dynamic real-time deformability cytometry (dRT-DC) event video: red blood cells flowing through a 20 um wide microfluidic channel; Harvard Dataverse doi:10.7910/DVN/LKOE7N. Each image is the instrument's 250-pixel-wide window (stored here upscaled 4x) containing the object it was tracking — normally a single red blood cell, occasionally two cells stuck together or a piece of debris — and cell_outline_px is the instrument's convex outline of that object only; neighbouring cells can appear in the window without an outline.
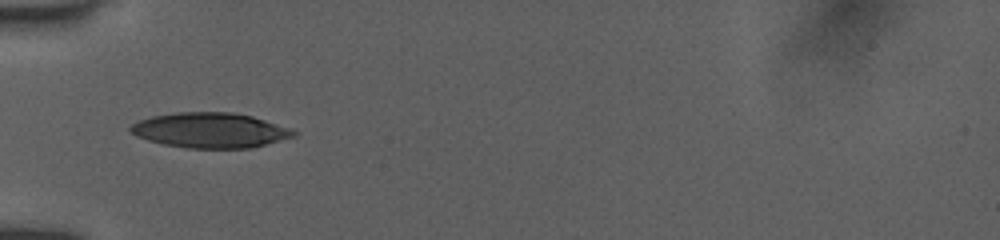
{"species": "human", "species_latin": "Homo sapiens", "temperature_condition": "room temperature", "stored_images_in_passage": 64, "camera_frame_rate_fps": 3000, "um_per_image_px": 0.085, "donor": {"sex": "female"}, "frame": {"image": 1, "passage_image": 1, "time_ms": 0.0, "image_size_px": [1000, 240], "cell_outline_px": [[300, 132], [296, 136], [252, 148], [188, 148], [164, 144], [148, 140], [136, 136], [128, 128], [132, 124], [140, 120], [152, 116], [176, 112], [232, 112], [252, 116], [296, 128]], "centroid_in_image_um": [17.96, 11.07], "position_along_channel_um": 67.0, "area_um2": 33.76}}
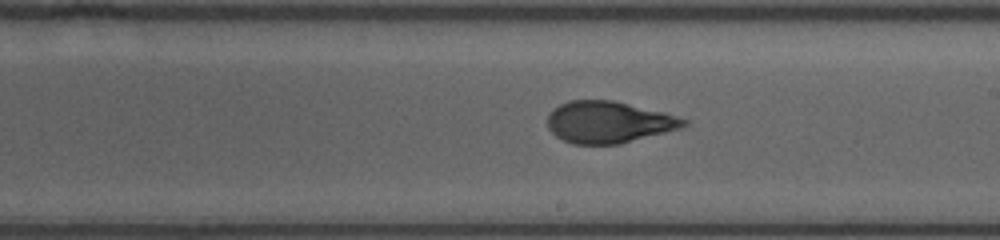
{"frame": {"image": 2, "passage_image": 25, "time_ms": 4.333, "image_size_px": [1000, 240], "cell_outline_px": [[688, 124], [680, 128], [620, 144], [572, 144], [556, 136], [548, 128], [548, 116], [560, 104], [568, 100], [612, 100], [664, 112], [688, 120]], "centroid_in_image_um": [51.73, 10.38], "position_along_channel_um": 237.3, "area_um2": 32.83}}
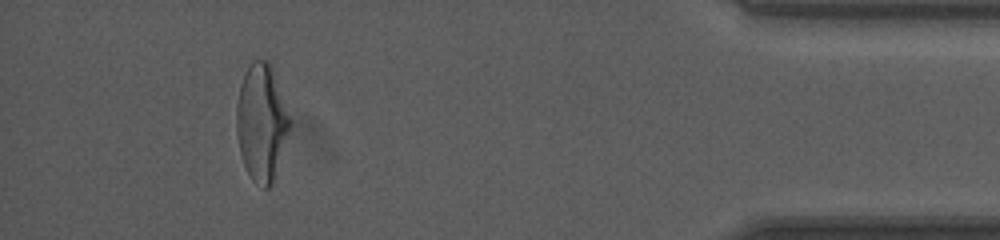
{"frame": {"image": 3, "passage_image": 56, "time_ms": 10.0, "image_size_px": [1000, 240], "cell_outline_px": [[292, 124], [272, 184], [268, 188], [264, 188], [256, 184], [252, 180], [244, 164], [240, 152], [236, 132], [236, 108], [240, 84], [252, 60], [268, 60], [272, 68], [292, 120]], "centroid_in_image_um": [22.24, 10.42], "position_along_channel_um": 413.0, "area_um2": 36.3}, "authors_computed_cell_mechanics": {"area_um2": 33.6396, "velocity_mm_per_s": 3.9724, "shape_relaxation_time_tau1_ms": 8.5135, "shape_relaxation_time_tau2_ms": 0.8594, "deformation_change_tau1": 0.2588, "deformation_change_tau2": 0.0621}}